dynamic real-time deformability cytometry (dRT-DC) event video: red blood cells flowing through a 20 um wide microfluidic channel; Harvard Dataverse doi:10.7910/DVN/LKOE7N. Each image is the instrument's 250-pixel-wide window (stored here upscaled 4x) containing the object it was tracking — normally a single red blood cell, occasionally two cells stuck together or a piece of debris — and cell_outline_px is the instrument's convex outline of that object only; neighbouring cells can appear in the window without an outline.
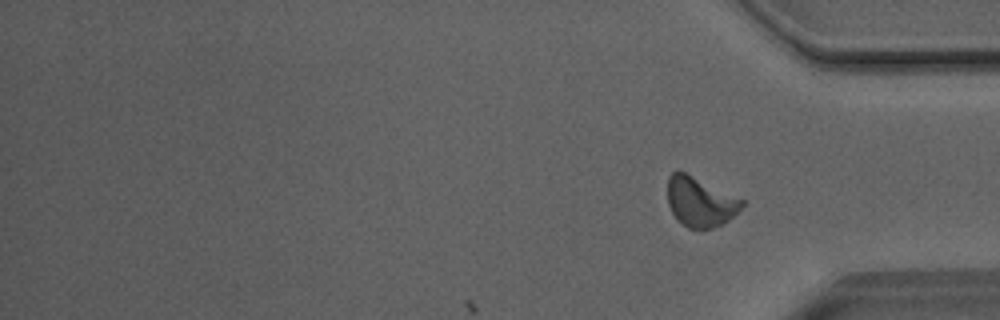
{"species": "Egyptian fruit bat (a non-hibernating species)", "species_latin": "Rousettus aegyptiacus", "temperature_condition": "room temperature", "stored_images_in_passage": 29, "camera_frame_rate_fps": 3000, "um_per_image_px": 0.085, "animal": {"sex": "male"}, "frame": {"image": 1, "passage_image": 29, "time_ms": 9.333, "image_size_px": [1000, 320], "cell_outline_px": [[748, 200], [724, 224], [712, 228], [688, 228], [672, 212], [668, 204], [668, 176], [672, 172], [684, 172]], "centroid_in_image_um": [59.56, 17.14], "position_along_channel_um": 375.6, "area_um2": 21.39}, "authors_computed_cell_mechanics": {"area_um2": 21.5016, "velocity_mm_per_s": 4.0199, "shape_relaxation_time_tau1_ms": 5.9546, "shape_relaxation_time_tau2_ms": 2.3293, "deformation_change_tau1": 0.1727, "deformation_change_tau2": 0.0839}}